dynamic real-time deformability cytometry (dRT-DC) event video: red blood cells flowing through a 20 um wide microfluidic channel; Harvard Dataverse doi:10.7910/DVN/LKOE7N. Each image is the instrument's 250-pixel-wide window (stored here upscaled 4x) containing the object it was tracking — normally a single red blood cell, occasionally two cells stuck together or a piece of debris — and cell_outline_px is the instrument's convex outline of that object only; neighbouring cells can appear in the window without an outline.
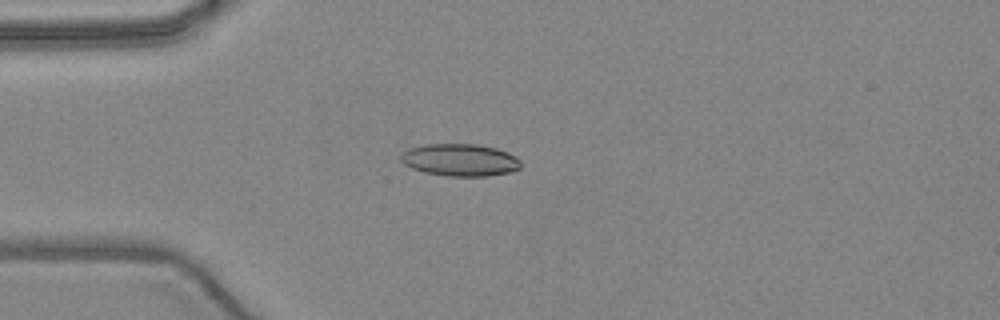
{"species": "common noctule bat (a hibernating species)", "species_latin": "Nyctalus noctula", "temperature_condition": "warm", "stored_images_in_passage": 4, "camera_frame_rate_fps": 3000, "um_per_image_px": 0.085, "animal": {"sex": "female", "body_mass_g": 24.6, "forearm_length_mm": 56.2}, "frame": {"image": 1, "passage_image": 4, "time_ms": 3.333, "image_size_px": [1000, 320], "cell_outline_px": [[520, 168], [508, 172], [488, 176], [448, 176], [424, 172], [412, 168], [404, 164], [400, 160], [400, 156], [408, 148], [424, 144], [476, 144], [496, 148], [508, 152], [516, 156], [520, 160]], "centroid_in_image_um": [39.09, 13.59], "position_along_channel_um": 45.9, "area_um2": 22.6}}